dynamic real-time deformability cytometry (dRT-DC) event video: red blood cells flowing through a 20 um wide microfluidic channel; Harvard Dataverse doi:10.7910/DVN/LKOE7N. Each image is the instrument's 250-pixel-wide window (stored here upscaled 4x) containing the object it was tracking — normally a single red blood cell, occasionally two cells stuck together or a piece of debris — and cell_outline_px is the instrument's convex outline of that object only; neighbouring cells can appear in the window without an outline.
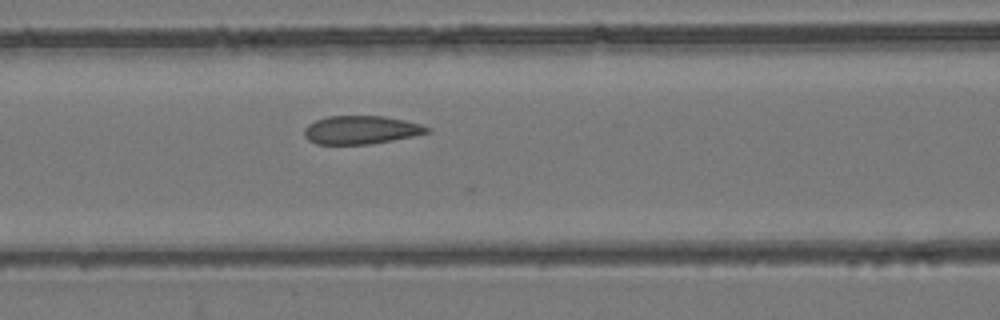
{"species": "common noctule bat (a hibernating species)", "species_latin": "Nyctalus noctula", "temperature_condition": "room temperature", "stored_images_in_passage": 41, "camera_frame_rate_fps": 3000, "um_per_image_px": 0.085, "animal": {"sex": "female", "body_mass_g": 24.6, "forearm_length_mm": 56.2}, "frame": {"image": 1, "passage_image": 21, "time_ms": 6.667, "image_size_px": [1000, 320], "cell_outline_px": [[432, 132], [392, 140], [368, 144], [316, 144], [308, 140], [304, 136], [304, 128], [308, 124], [316, 120], [328, 116], [384, 116], [404, 120], [420, 124], [432, 128]], "centroid_in_image_um": [30.69, 11.04], "position_along_channel_um": 135.9, "area_um2": 20.29}}
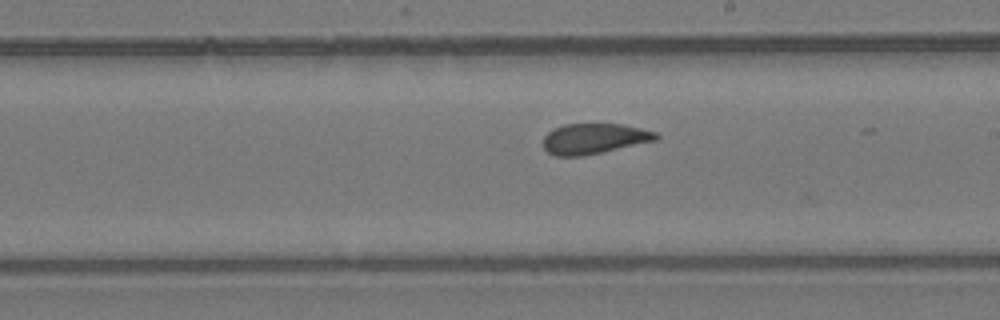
{"frame": {"image": 2, "passage_image": 29, "time_ms": 9.333, "image_size_px": [1000, 320], "cell_outline_px": [[660, 136], [656, 140], [584, 156], [556, 156], [548, 152], [544, 148], [544, 136], [548, 132], [564, 124], [624, 124], [656, 132]], "centroid_in_image_um": [50.5, 11.78], "position_along_channel_um": 238.5, "area_um2": 19.88}}
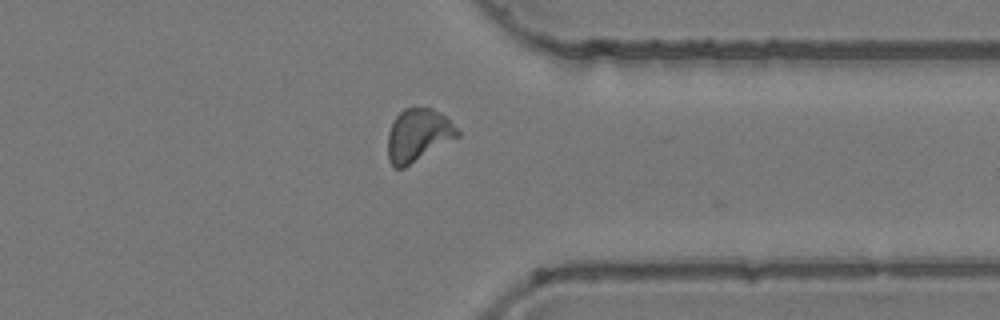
{"frame": {"image": 3, "passage_image": 40, "time_ms": 13.0, "image_size_px": [1000, 320], "cell_outline_px": [[460, 136], [404, 168], [396, 168], [388, 160], [388, 132], [392, 120], [404, 108], [432, 108], [440, 112], [460, 132]], "centroid_in_image_um": [35.52, 11.49], "position_along_channel_um": 375.9, "area_um2": 21.33}}